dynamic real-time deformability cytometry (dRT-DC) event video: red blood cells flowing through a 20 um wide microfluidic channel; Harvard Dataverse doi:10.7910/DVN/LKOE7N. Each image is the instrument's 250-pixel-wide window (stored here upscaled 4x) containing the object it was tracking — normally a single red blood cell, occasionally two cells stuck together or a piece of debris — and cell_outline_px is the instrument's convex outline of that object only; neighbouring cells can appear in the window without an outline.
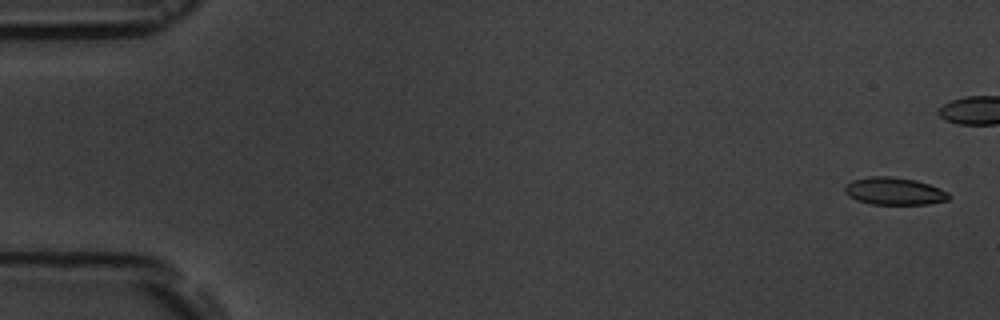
{"species": "common noctule bat (a hibernating species)", "species_latin": "Nyctalus noctula", "temperature_condition": "room temperature", "stored_images_in_passage": 8, "camera_frame_rate_fps": 3000, "um_per_image_px": 0.085, "animal": {"sex": "male", "body_mass_g": 19.5, "forearm_length_mm": 54.6}, "frame": {"image": 1, "passage_image": 1, "time_ms": 0.0, "image_size_px": [1000, 320], "cell_outline_px": [[952, 196], [948, 200], [928, 204], [872, 204], [856, 200], [848, 196], [844, 192], [844, 188], [852, 180], [872, 176], [888, 176], [916, 180], [940, 188], [948, 192]], "centroid_in_image_um": [76.03, 16.25], "position_along_channel_um": 9.0, "area_um2": 16.65}}